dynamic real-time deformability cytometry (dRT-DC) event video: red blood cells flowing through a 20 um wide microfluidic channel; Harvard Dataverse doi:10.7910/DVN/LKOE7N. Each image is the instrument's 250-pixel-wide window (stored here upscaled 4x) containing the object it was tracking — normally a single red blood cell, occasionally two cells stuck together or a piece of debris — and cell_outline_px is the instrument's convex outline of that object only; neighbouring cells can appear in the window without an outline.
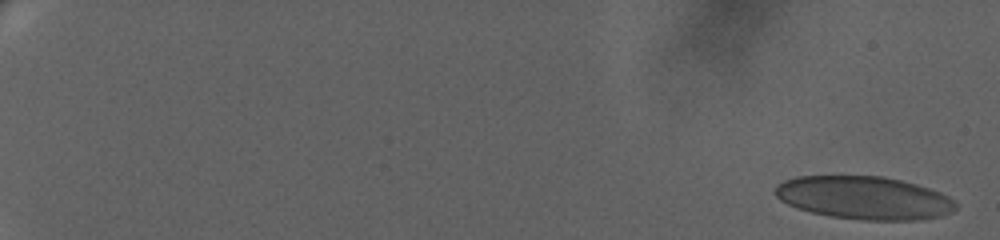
{"species": "human", "species_latin": "Homo sapiens", "temperature_condition": "warm", "stored_images_in_passage": 66, "camera_frame_rate_fps": 3000, "um_per_image_px": 0.085, "donor": {"sex": "female"}, "frame": {"image": 1, "passage_image": 1, "time_ms": 0.0, "image_size_px": [1000, 240], "cell_outline_px": [[956, 208], [952, 212], [940, 216], [920, 220], [860, 220], [828, 216], [796, 208], [780, 200], [776, 196], [776, 184], [784, 180], [796, 176], [884, 176], [916, 184], [940, 192], [956, 200]], "centroid_in_image_um": [73.45, 16.82], "position_along_channel_um": 11.5, "area_um2": 45.49}}
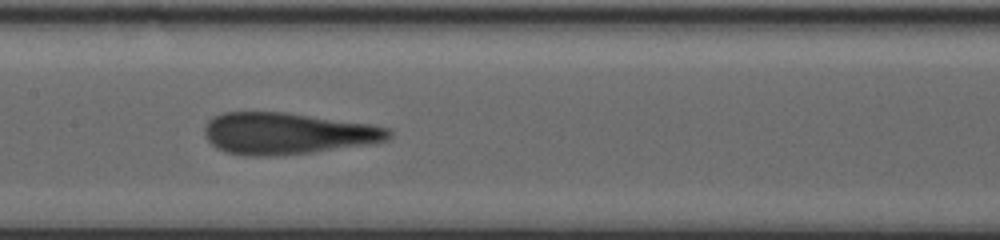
{"frame": {"image": 2, "passage_image": 38, "time_ms": 12.333, "image_size_px": [1000, 240], "cell_outline_px": [[392, 136], [388, 140], [372, 144], [312, 152], [272, 156], [244, 156], [228, 152], [216, 148], [208, 140], [204, 132], [204, 128], [208, 120], [212, 116], [224, 112], [288, 112], [372, 124], [388, 128], [392, 132]], "centroid_in_image_um": [24.44, 11.34], "position_along_channel_um": 183.0, "area_um2": 45.08}}
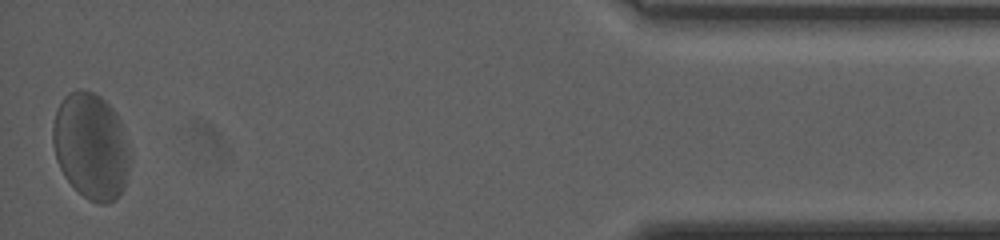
{"frame": {"image": 3, "passage_image": 66, "time_ms": 21.667, "image_size_px": [1000, 240], "cell_outline_px": [[132, 156], [128, 176], [124, 188], [116, 200], [108, 204], [100, 204], [88, 200], [64, 176], [56, 160], [52, 144], [52, 128], [56, 108], [64, 96], [68, 92], [80, 88], [92, 92], [100, 96], [116, 112], [120, 120], [132, 152]], "centroid_in_image_um": [7.76, 12.42], "position_along_channel_um": 427.4, "area_um2": 48.73}}